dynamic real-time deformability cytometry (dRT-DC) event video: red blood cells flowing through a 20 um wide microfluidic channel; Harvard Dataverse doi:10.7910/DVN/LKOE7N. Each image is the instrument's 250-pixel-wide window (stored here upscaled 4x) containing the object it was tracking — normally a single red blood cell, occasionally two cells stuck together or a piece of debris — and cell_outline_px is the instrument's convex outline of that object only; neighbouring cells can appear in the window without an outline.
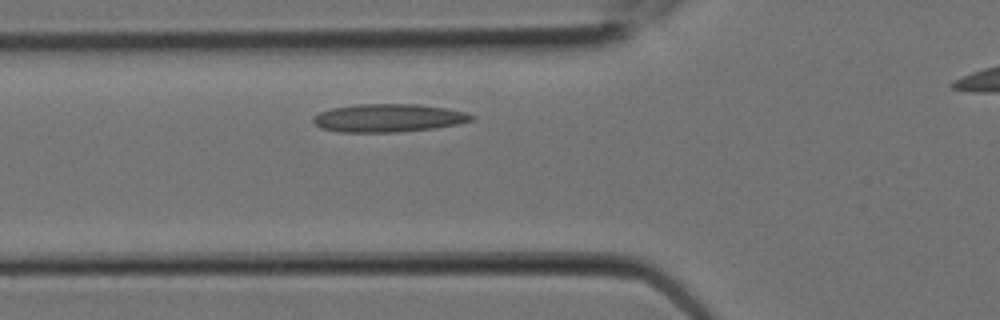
{"species": "Egyptian fruit bat (a non-hibernating species)", "species_latin": "Rousettus aegyptiacus", "temperature_condition": "room temperature", "stored_images_in_passage": 5, "segment_of_instrument_passage": [1, 2], "camera_frame_rate_fps": 3000, "um_per_image_px": 0.085, "animal": {"sex": "female"}, "frame": {"image": 1, "passage_image": 4, "time_ms": 1.0, "image_size_px": [1000, 320], "cell_outline_px": [[476, 116], [472, 120], [456, 124], [432, 128], [396, 132], [340, 132], [320, 128], [312, 120], [312, 116], [320, 112], [332, 108], [360, 104], [420, 104], [444, 108], [464, 112]], "centroid_in_image_um": [32.97, 10.02], "position_along_channel_um": 92.8, "area_um2": 25.72}}